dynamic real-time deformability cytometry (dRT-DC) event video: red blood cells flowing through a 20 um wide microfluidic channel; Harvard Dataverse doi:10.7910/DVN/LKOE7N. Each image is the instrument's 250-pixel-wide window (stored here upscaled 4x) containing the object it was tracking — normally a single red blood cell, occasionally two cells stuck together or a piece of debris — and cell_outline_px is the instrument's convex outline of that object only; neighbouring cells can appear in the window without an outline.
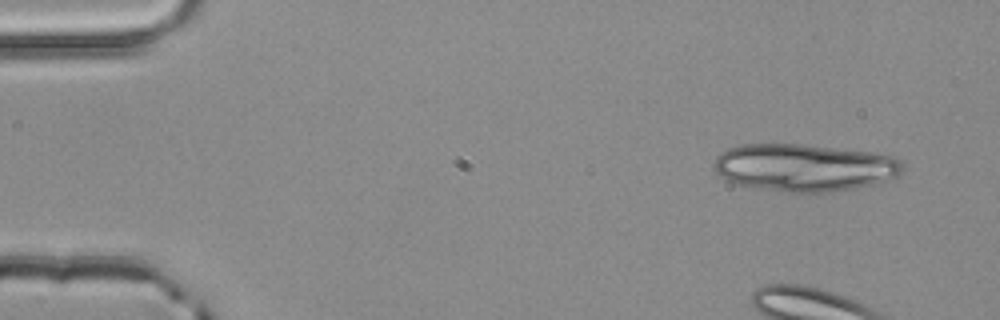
{"species": "common noctule bat (a hibernating species)", "species_latin": "Nyctalus noctula", "temperature_condition": "room temperature", "stored_images_in_passage": 3, "camera_frame_rate_fps": 3000, "um_per_image_px": 0.085, "animal": {"sex": "male", "body_mass_g": 20.4}, "frame": {"image": 1, "passage_image": 1, "time_ms": 0.0, "image_size_px": [1000, 320], "cell_outline_px": [[904, 168], [896, 176], [876, 184], [856, 188], [828, 192], [784, 192], [736, 184], [720, 176], [716, 172], [716, 156], [720, 152], [728, 148], [744, 144], [804, 144], [872, 152], [896, 156], [900, 160]], "centroid_in_image_um": [68.39, 14.23], "position_along_channel_um": 16.6, "area_um2": 52.19}}